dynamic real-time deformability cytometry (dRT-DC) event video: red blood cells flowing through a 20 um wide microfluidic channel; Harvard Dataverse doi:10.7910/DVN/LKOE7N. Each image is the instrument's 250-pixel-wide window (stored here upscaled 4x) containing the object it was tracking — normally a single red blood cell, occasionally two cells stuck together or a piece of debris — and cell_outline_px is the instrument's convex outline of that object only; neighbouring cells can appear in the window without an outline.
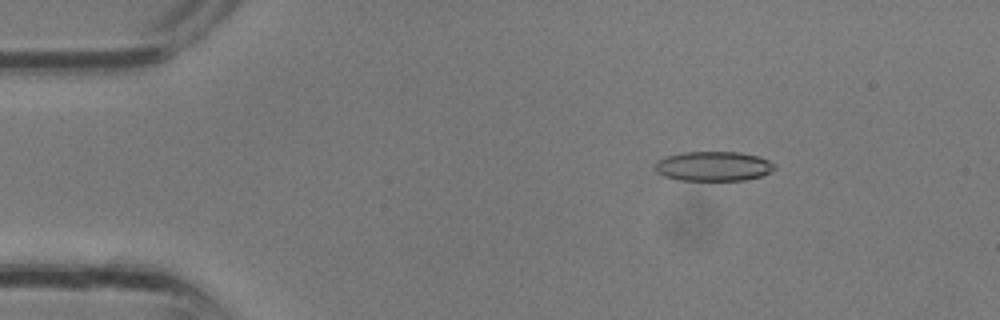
{"species": "common noctule bat (a hibernating species)", "species_latin": "Nyctalus noctula", "temperature_condition": "room temperature", "stored_images_in_passage": 2, "camera_frame_rate_fps": 3000, "um_per_image_px": 0.085, "animal": {"sex": "male", "body_mass_g": 13.3}, "frame": {"image": 1, "passage_image": 1, "time_ms": 0.0, "image_size_px": [1000, 320], "cell_outline_px": [[776, 168], [760, 176], [744, 180], [680, 180], [664, 176], [656, 172], [656, 160], [664, 156], [680, 152], [740, 152], [760, 156], [776, 164]], "centroid_in_image_um": [60.62, 14.11], "position_along_channel_um": 24.4, "area_um2": 20.75}}